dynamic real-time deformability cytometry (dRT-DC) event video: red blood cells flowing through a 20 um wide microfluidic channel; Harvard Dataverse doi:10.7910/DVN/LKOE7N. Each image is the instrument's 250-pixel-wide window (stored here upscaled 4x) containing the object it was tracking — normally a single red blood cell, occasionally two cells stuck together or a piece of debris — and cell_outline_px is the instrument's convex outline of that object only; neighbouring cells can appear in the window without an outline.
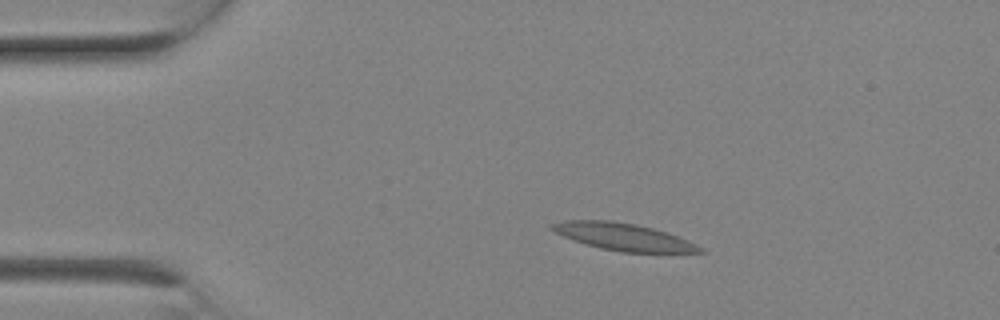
{"species": "Egyptian fruit bat (a non-hibernating species)", "species_latin": "Rousettus aegyptiacus", "temperature_condition": "room temperature", "stored_images_in_passage": 2, "camera_frame_rate_fps": 3000, "um_per_image_px": 0.085, "animal": {"sex": "female"}, "frame": {"image": 1, "passage_image": 2, "time_ms": 0.333, "image_size_px": [1000, 320], "cell_outline_px": [[704, 252], [624, 252], [600, 248], [564, 236], [548, 228], [548, 224], [564, 220], [612, 220], [636, 224], [652, 228], [688, 240], [704, 248]], "centroid_in_image_um": [52.96, 20.11], "position_along_channel_um": 32.0, "area_um2": 23.12}}